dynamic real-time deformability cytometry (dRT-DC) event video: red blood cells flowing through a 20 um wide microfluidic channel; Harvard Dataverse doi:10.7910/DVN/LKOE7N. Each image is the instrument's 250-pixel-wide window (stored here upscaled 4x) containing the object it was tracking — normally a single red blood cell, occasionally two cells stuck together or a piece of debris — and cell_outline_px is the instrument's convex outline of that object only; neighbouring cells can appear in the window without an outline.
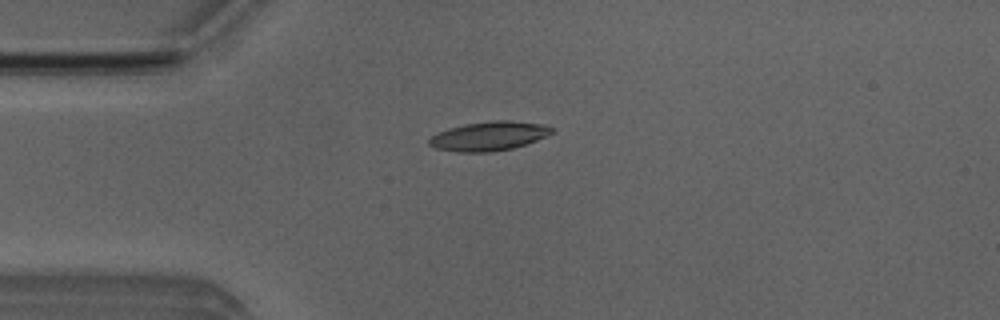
{"species": "Egyptian fruit bat (a non-hibernating species)", "species_latin": "Rousettus aegyptiacus", "temperature_condition": "room temperature", "stored_images_in_passage": 7, "camera_frame_rate_fps": 3000, "um_per_image_px": 0.085, "animal": {"sex": "male"}, "frame": {"image": 1, "passage_image": 3, "time_ms": 0.667, "image_size_px": [1000, 320], "cell_outline_px": [[556, 128], [552, 132], [536, 140], [512, 148], [492, 152], [456, 152], [436, 148], [428, 144], [428, 140], [432, 136], [448, 128], [464, 124], [492, 120], [508, 120], [540, 124]], "centroid_in_image_um": [41.53, 11.56], "position_along_channel_um": 43.5, "area_um2": 20.63}}
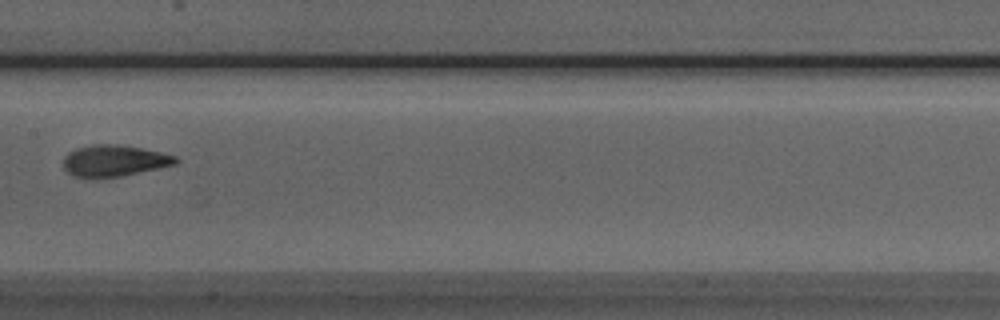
{"frame": {"image": 2, "passage_image": 7, "time_ms": 2.0, "image_size_px": [1000, 320], "cell_outline_px": [[180, 160], [176, 164], [120, 176], [76, 176], [68, 172], [64, 168], [64, 156], [68, 152], [76, 148], [92, 144], [116, 144], [140, 148], [160, 152], [176, 156]], "centroid_in_image_um": [9.71, 13.63], "position_along_channel_um": 197.7, "area_um2": 20.06}}